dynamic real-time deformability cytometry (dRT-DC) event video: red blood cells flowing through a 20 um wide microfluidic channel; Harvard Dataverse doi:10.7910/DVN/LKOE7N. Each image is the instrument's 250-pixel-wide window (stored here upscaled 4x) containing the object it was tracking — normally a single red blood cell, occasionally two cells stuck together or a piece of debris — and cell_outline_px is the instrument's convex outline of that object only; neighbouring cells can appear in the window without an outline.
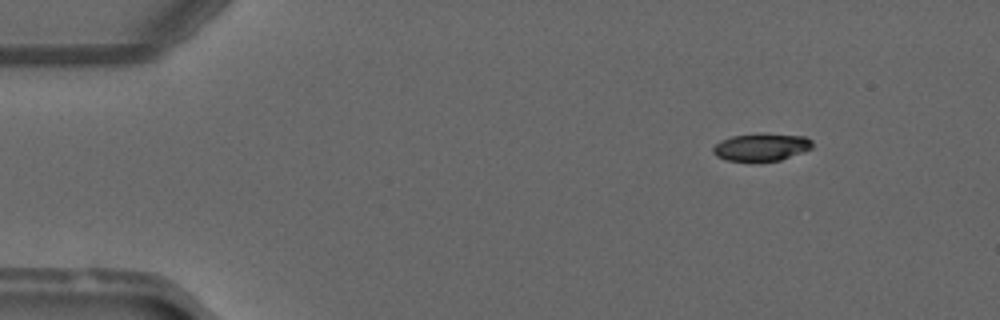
{"species": "common noctule bat (a hibernating species)", "species_latin": "Nyctalus noctula", "temperature_condition": "warm", "stored_images_in_passage": 51, "camera_frame_rate_fps": 3000, "um_per_image_px": 0.085, "animal": {"sex": "male", "forearm_length_mm": 52.5}, "frame": {"image": 1, "passage_image": 7, "time_ms": 2.0, "image_size_px": [1000, 320], "cell_outline_px": [[812, 148], [804, 152], [780, 160], [728, 160], [716, 156], [712, 152], [712, 148], [720, 140], [732, 136], [760, 132], [808, 136], [812, 140]], "centroid_in_image_um": [64.75, 12.46], "position_along_channel_um": 20.3, "area_um2": 16.13}}
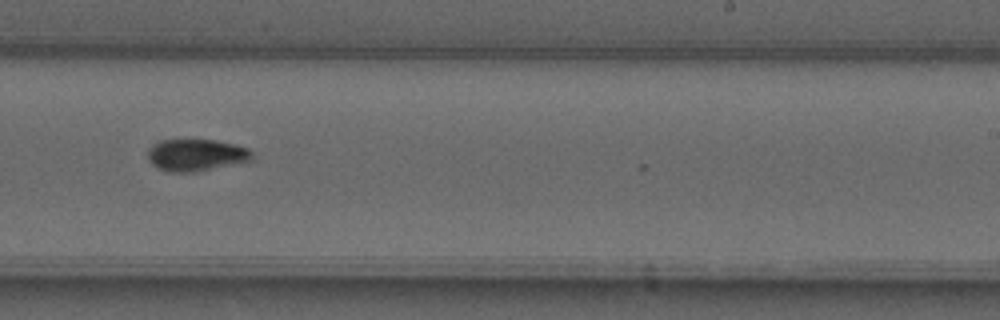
{"frame": {"image": 2, "passage_image": 32, "time_ms": 10.333, "image_size_px": [1000, 320], "cell_outline_px": [[252, 160], [196, 172], [168, 172], [152, 164], [148, 160], [148, 148], [152, 144], [164, 140], [216, 140], [236, 144], [248, 148], [252, 152]], "centroid_in_image_um": [16.67, 13.17], "position_along_channel_um": 272.3, "area_um2": 19.42}}
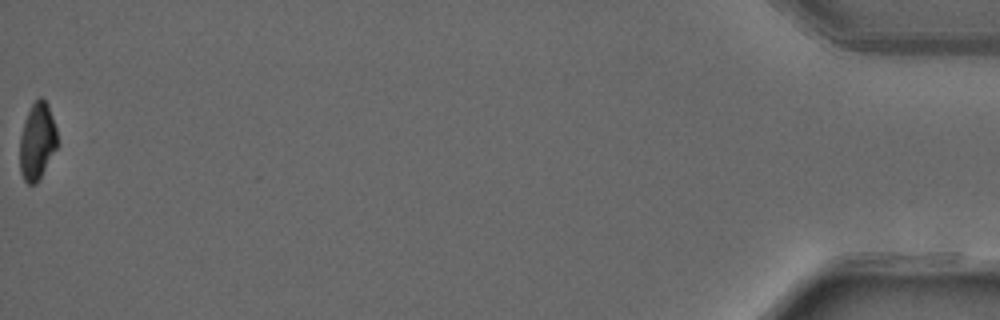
{"frame": {"image": 3, "passage_image": 51, "time_ms": 16.667, "image_size_px": [1000, 320], "cell_outline_px": [[56, 148], [36, 184], [28, 184], [24, 180], [20, 172], [20, 136], [28, 112], [32, 104], [40, 96], [48, 104], [56, 128]], "centroid_in_image_um": [3.14, 12.02], "position_along_channel_um": 432.1, "area_um2": 16.42}, "authors_computed_cell_mechanics": {"area_um2": 17.8024, "velocity_mm_per_s": 4.1292, "shape_relaxation_time_tau1_ms": null, "shape_relaxation_time_tau2_ms": 7.1698, "deformation_change_tau1": null, "deformation_change_tau2": 0.1193}}